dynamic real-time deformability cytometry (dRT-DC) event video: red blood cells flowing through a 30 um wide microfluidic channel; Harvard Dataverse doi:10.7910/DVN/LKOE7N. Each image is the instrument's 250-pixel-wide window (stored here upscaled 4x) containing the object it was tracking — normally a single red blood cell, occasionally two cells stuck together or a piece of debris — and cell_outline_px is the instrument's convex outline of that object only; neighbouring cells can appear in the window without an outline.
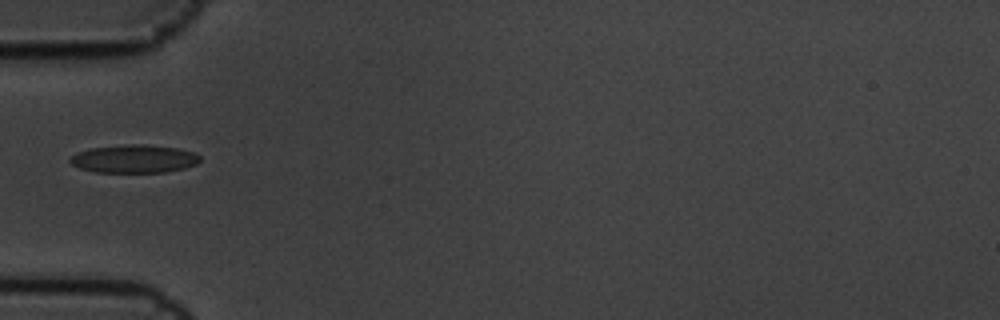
{"species": "common noctule bat (a hibernating species)", "species_latin": "Nyctalus noctula", "temperature_condition": "cold", "stored_images_in_passage": 9, "camera_frame_rate_fps": 3000, "um_per_image_px": 0.085, "animal": {"sex": "male", "body_mass_g": 19.5, "forearm_length_mm": 54.6}, "frame": {"image": 1, "passage_image": 4, "time_ms": 1.0, "image_size_px": [1000, 320], "cell_outline_px": [[200, 160], [196, 164], [184, 168], [164, 172], [96, 172], [80, 168], [72, 164], [68, 160], [76, 152], [92, 148], [128, 144], [144, 144], [176, 148], [192, 152], [200, 156]], "centroid_in_image_um": [11.38, 13.5], "position_along_channel_um": 73.6, "area_um2": 21.1}}
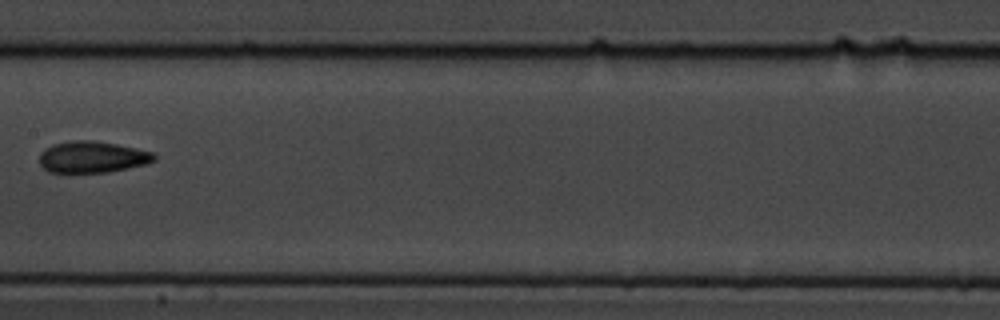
{"frame": {"image": 2, "passage_image": 7, "time_ms": 2.0, "image_size_px": [1000, 320], "cell_outline_px": [[156, 160], [144, 164], [108, 172], [48, 172], [40, 164], [40, 152], [44, 148], [52, 144], [72, 140], [92, 140], [116, 144], [136, 148], [152, 152], [156, 156]], "centroid_in_image_um": [7.81, 13.33], "position_along_channel_um": 199.6, "area_um2": 20.98}}
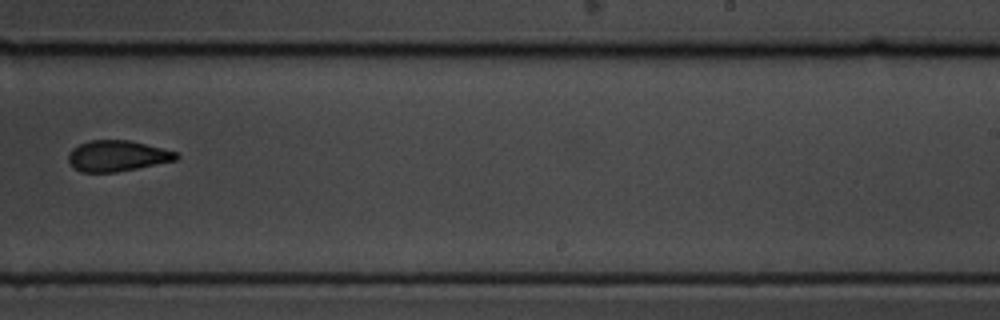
{"frame": {"image": 3, "passage_image": 9, "time_ms": 2.667, "image_size_px": [1000, 320], "cell_outline_px": [[180, 156], [176, 160], [116, 172], [80, 172], [72, 168], [68, 160], [68, 152], [72, 148], [88, 140], [128, 140], [176, 152]], "centroid_in_image_um": [9.9, 13.25], "position_along_channel_um": 279.1, "area_um2": 19.31}}